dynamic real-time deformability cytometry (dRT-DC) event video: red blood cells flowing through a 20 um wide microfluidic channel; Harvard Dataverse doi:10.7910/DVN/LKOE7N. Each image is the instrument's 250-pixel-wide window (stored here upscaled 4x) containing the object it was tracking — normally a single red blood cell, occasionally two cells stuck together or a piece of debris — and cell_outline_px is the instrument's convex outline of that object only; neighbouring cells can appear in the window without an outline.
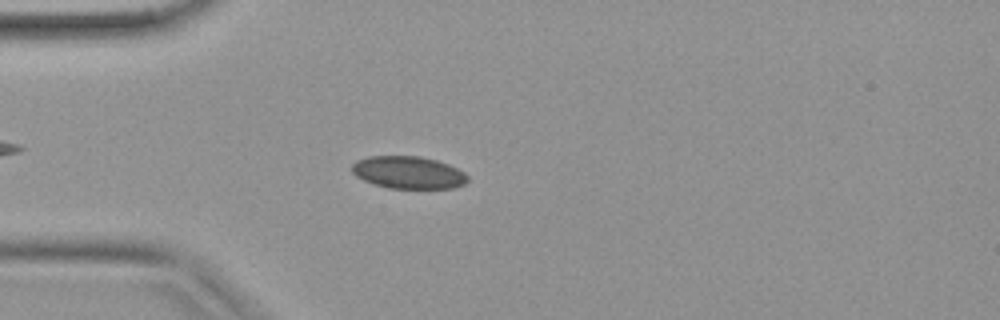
{"species": "common noctule bat (a hibernating species)", "species_latin": "Nyctalus noctula", "temperature_condition": "warm", "stored_images_in_passage": 42, "camera_frame_rate_fps": 3000, "um_per_image_px": 0.085, "animal": {"sex": "female", "body_mass_g": 19.9}, "frame": {"image": 1, "passage_image": 12, "time_ms": 3.667, "image_size_px": [1000, 320], "cell_outline_px": [[468, 180], [464, 184], [452, 188], [388, 188], [364, 180], [356, 176], [352, 172], [352, 164], [356, 160], [368, 156], [420, 156], [436, 160], [448, 164], [464, 172], [468, 176]], "centroid_in_image_um": [34.7, 14.65], "position_along_channel_um": 50.3, "area_um2": 21.79}}
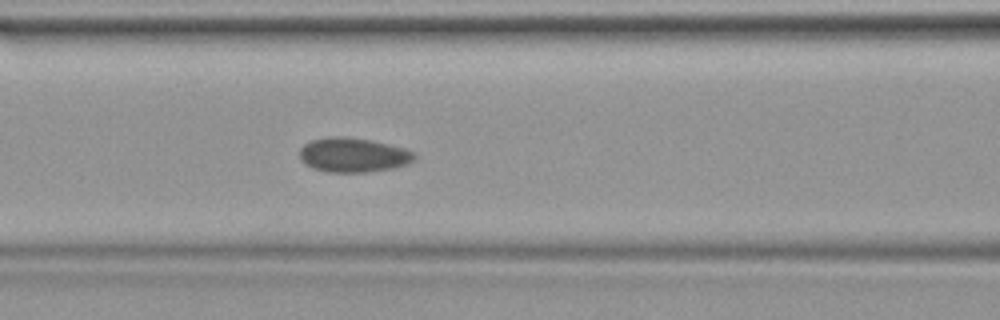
{"frame": {"image": 2, "passage_image": 18, "time_ms": 5.667, "image_size_px": [1000, 320], "cell_outline_px": [[416, 156], [412, 160], [404, 164], [392, 168], [368, 172], [328, 172], [312, 168], [300, 160], [300, 148], [304, 144], [312, 140], [328, 136], [344, 136], [372, 140], [404, 148], [412, 152]], "centroid_in_image_um": [29.97, 13.16], "position_along_channel_um": 136.6, "area_um2": 22.95}}
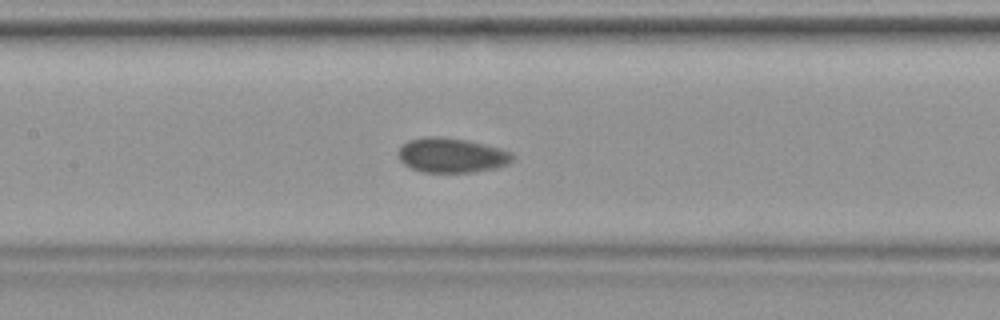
{"frame": {"image": 3, "passage_image": 20, "time_ms": 6.333, "image_size_px": [1000, 320], "cell_outline_px": [[512, 160], [508, 164], [496, 168], [472, 172], [424, 172], [412, 168], [404, 164], [400, 160], [396, 152], [408, 140], [424, 136], [440, 136], [468, 140], [500, 148], [512, 152]], "centroid_in_image_um": [38.37, 13.19], "position_along_channel_um": 169.0, "area_um2": 23.18}}